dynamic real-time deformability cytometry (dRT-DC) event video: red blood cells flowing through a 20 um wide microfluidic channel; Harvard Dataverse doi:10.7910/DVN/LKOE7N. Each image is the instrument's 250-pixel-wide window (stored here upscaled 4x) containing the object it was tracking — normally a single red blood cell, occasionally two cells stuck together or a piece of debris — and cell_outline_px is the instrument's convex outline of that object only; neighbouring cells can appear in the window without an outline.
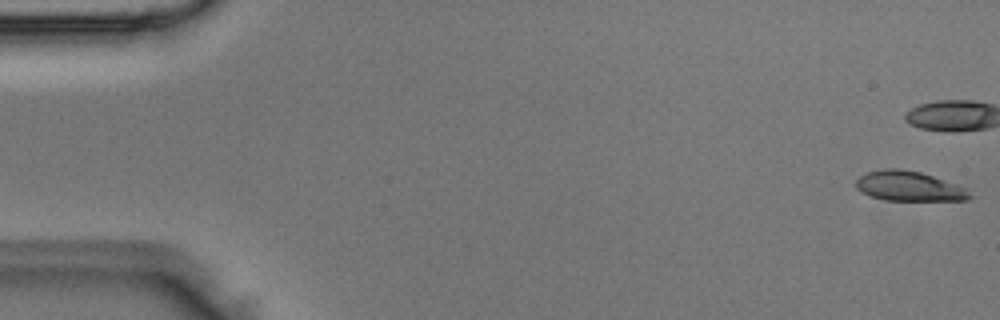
{"species": "Egyptian fruit bat (a non-hibernating species)", "species_latin": "Rousettus aegyptiacus", "temperature_condition": "room temperature", "stored_images_in_passage": 6, "camera_frame_rate_fps": 3000, "um_per_image_px": 0.085, "animal": {"sex": "male"}, "frame": {"image": 1, "passage_image": 1, "time_ms": 0.0, "image_size_px": [1000, 320], "cell_outline_px": [[972, 196], [968, 200], [884, 200], [860, 192], [856, 188], [856, 180], [860, 176], [868, 172], [884, 168], [900, 168], [920, 172], [968, 188]], "centroid_in_image_um": [77.27, 15.82], "position_along_channel_um": 7.7, "area_um2": 19.77}}